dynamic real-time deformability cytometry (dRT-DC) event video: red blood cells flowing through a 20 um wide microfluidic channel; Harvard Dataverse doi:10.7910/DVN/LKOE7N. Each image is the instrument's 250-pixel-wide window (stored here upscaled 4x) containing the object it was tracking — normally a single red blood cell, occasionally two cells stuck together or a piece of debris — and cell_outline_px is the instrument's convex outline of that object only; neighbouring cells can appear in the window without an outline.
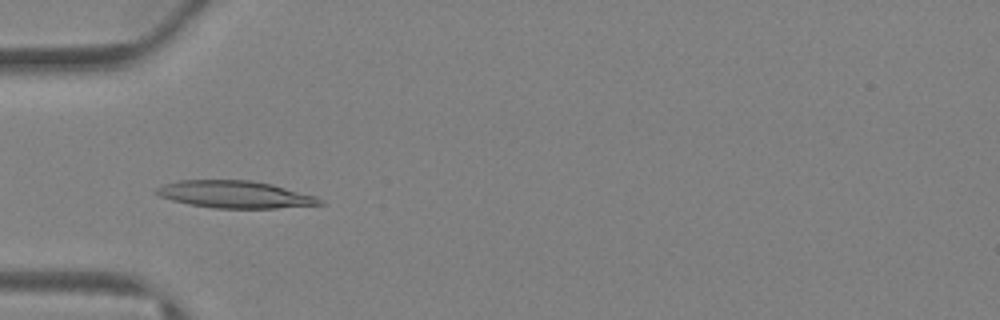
{"species": "Egyptian fruit bat (a non-hibernating species)", "species_latin": "Rousettus aegyptiacus", "temperature_condition": "warm", "stored_images_in_passage": 29, "camera_frame_rate_fps": 3000, "um_per_image_px": 0.085, "animal": {"sex": "female"}, "frame": {"image": 1, "passage_image": 2, "time_ms": 0.333, "image_size_px": [1000, 320], "cell_outline_px": [[324, 204], [276, 208], [216, 208], [188, 204], [172, 200], [160, 196], [156, 192], [156, 188], [164, 184], [180, 180], [252, 180], [272, 184], [316, 196], [324, 200]], "centroid_in_image_um": [20.0, 16.52], "position_along_channel_um": 65.0, "area_um2": 25.84}}
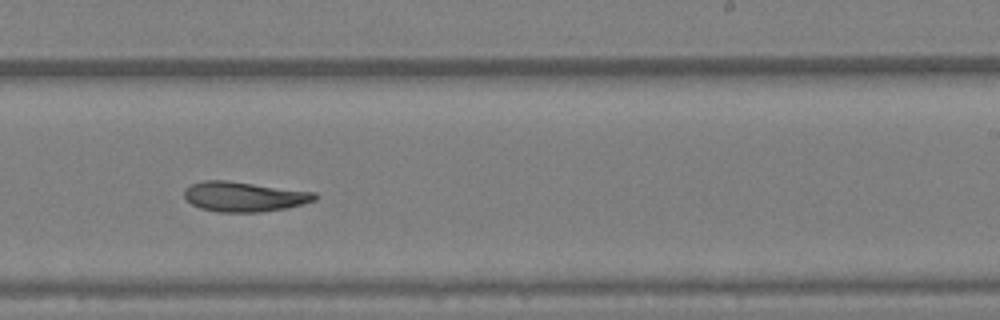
{"frame": {"image": 2, "passage_image": 14, "time_ms": 4.333, "image_size_px": [1000, 320], "cell_outline_px": [[316, 200], [288, 208], [260, 212], [220, 212], [200, 208], [192, 204], [184, 196], [184, 188], [192, 184], [204, 180], [224, 180], [316, 192]], "centroid_in_image_um": [20.74, 16.71], "position_along_channel_um": 268.3, "area_um2": 22.66}}
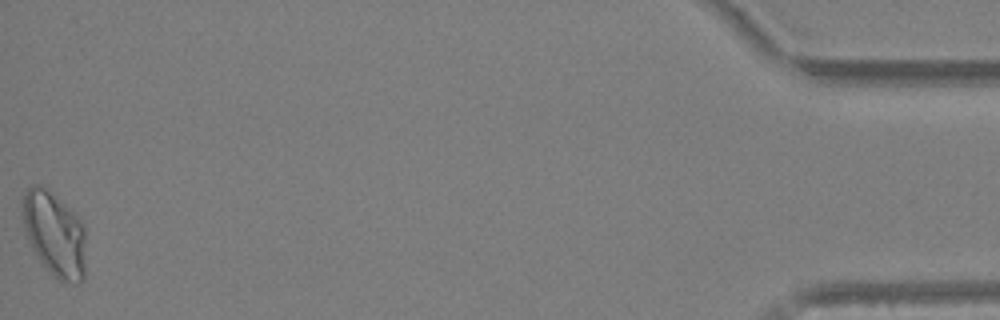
{"frame": {"image": 3, "passage_image": 29, "time_ms": 9.333, "image_size_px": [1000, 320], "cell_outline_px": [[84, 280], [80, 284], [60, 280], [52, 276], [40, 260], [32, 248], [24, 228], [20, 200], [24, 192], [32, 184], [40, 184], [48, 188], [80, 220], [84, 228]], "centroid_in_image_um": [4.59, 19.86], "position_along_channel_um": 430.6, "area_um2": 31.27}}